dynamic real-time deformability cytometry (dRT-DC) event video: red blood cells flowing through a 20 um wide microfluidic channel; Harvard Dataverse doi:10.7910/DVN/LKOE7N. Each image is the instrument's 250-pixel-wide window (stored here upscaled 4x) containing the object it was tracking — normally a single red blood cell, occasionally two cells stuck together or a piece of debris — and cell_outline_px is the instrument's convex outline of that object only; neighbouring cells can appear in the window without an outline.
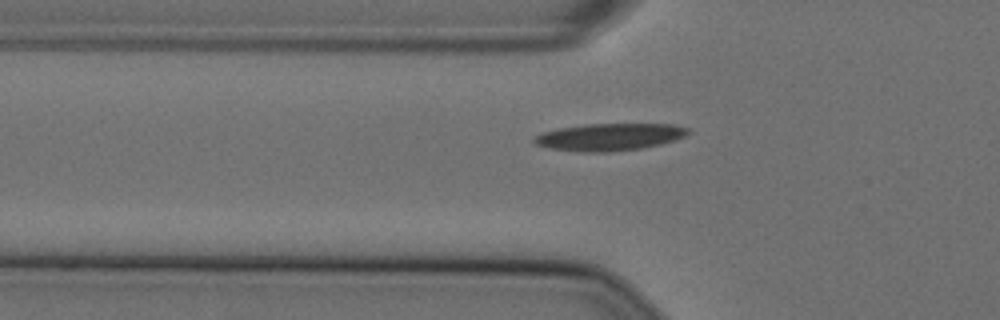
{"species": "Egyptian fruit bat (a non-hibernating species)", "species_latin": "Rousettus aegyptiacus", "temperature_condition": "cold", "stored_images_in_passage": 43, "segment_of_instrument_passage": [1, 2], "camera_frame_rate_fps": 3000, "um_per_image_px": 0.085, "animal": {"sex": "female"}, "frame": {"image": 1, "passage_image": 5, "time_ms": 1.333, "image_size_px": [1000, 320], "cell_outline_px": [[692, 132], [684, 136], [660, 144], [640, 148], [612, 152], [580, 152], [552, 148], [536, 144], [532, 140], [536, 136], [544, 132], [560, 128], [584, 124], [672, 124], [688, 128]], "centroid_in_image_um": [51.82, 11.64], "position_along_channel_um": 74.0, "area_um2": 24.16}}
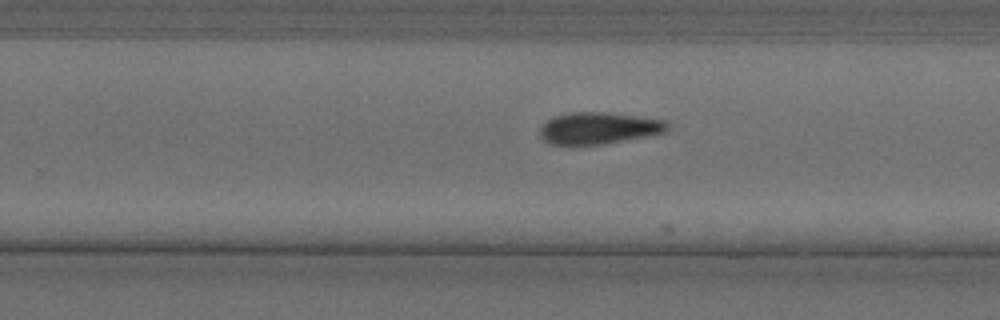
{"frame": {"image": 2, "passage_image": 22, "time_ms": 7.0, "image_size_px": [1000, 320], "cell_outline_px": [[668, 128], [664, 132], [648, 136], [600, 144], [552, 144], [544, 140], [540, 136], [540, 128], [552, 116], [568, 112], [608, 112], [664, 120], [668, 124]], "centroid_in_image_um": [50.87, 10.87], "position_along_channel_um": 278.9, "area_um2": 23.35}}
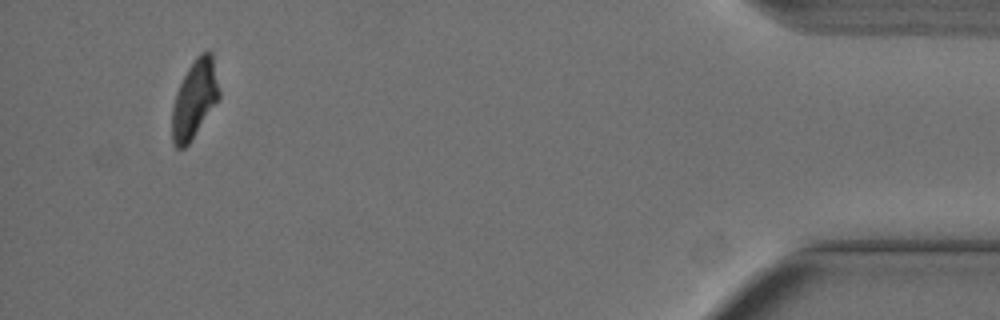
{"frame": {"image": 3, "passage_image": 39, "time_ms": 12.667, "image_size_px": [1000, 320], "cell_outline_px": [[220, 96], [192, 140], [184, 148], [176, 148], [172, 140], [172, 108], [176, 92], [188, 68], [196, 56], [200, 52], [212, 52], [220, 92]], "centroid_in_image_um": [16.53, 8.42], "position_along_channel_um": 418.7, "area_um2": 21.27}}